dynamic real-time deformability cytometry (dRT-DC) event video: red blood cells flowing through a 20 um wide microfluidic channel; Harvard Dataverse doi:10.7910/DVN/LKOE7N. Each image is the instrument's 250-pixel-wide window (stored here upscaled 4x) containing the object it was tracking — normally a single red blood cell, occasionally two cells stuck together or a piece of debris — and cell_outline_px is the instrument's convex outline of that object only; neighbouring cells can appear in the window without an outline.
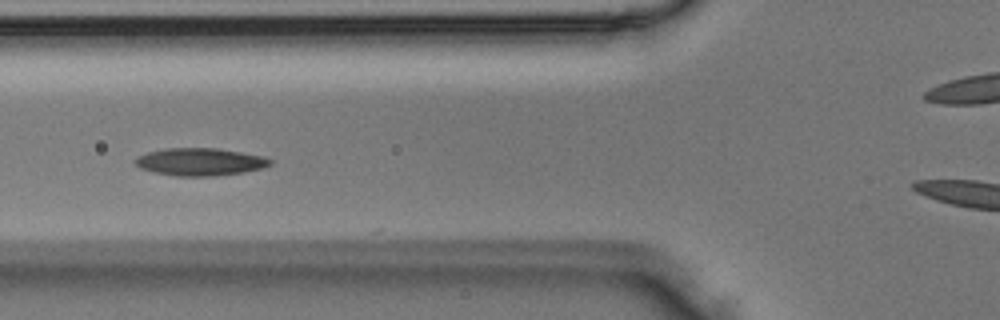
{"species": "Egyptian fruit bat (a non-hibernating species)", "species_latin": "Rousettus aegyptiacus", "temperature_condition": "room temperature", "stored_images_in_passage": 5, "camera_frame_rate_fps": 3000, "um_per_image_px": 0.085, "animal": {"sex": "male"}, "frame": {"image": 1, "passage_image": 3, "time_ms": 0.667, "image_size_px": [1000, 320], "cell_outline_px": [[272, 164], [264, 168], [244, 172], [216, 176], [176, 176], [156, 172], [140, 168], [132, 160], [148, 152], [164, 148], [216, 148], [240, 152], [260, 156], [272, 160]], "centroid_in_image_um": [17.01, 13.76], "position_along_channel_um": 108.8, "area_um2": 21.56}}
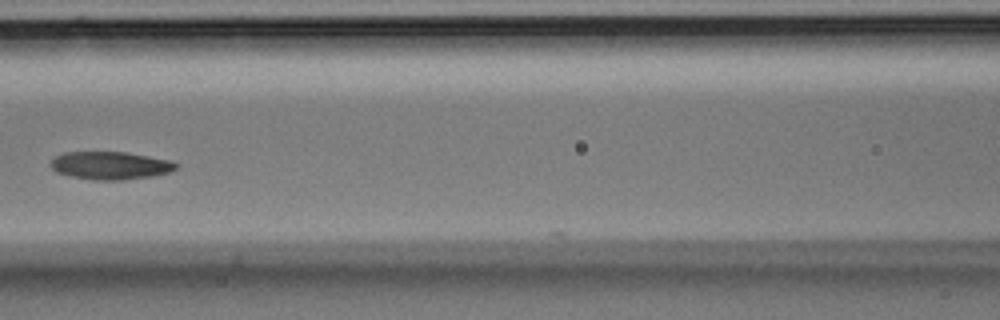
{"frame": {"image": 2, "passage_image": 4, "time_ms": 1.0, "image_size_px": [1000, 320], "cell_outline_px": [[180, 164], [176, 168], [168, 172], [152, 176], [120, 180], [92, 180], [72, 176], [56, 172], [52, 168], [52, 160], [56, 156], [64, 152], [128, 152], [172, 160]], "centroid_in_image_um": [9.42, 14.06], "position_along_channel_um": 157.2, "area_um2": 20.35}}